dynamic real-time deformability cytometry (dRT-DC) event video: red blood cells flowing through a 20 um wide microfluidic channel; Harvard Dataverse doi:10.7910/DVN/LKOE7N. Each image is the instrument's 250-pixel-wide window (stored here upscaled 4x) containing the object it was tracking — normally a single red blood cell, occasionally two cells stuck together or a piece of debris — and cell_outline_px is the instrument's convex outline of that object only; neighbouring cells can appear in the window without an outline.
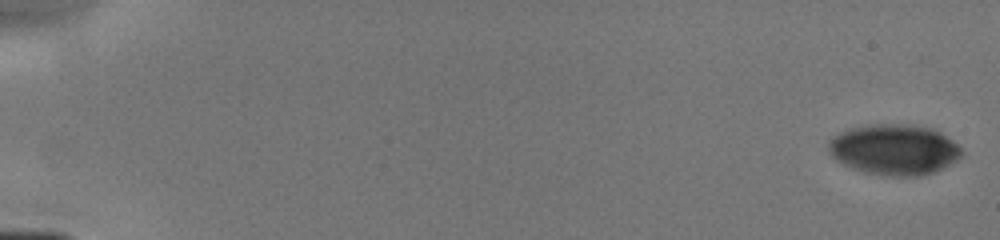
{"species": "human", "species_latin": "Homo sapiens", "temperature_condition": "cold", "stored_images_in_passage": 19, "camera_frame_rate_fps": 3000, "um_per_image_px": 0.085, "donor": {"sex": "male"}, "frame": {"image": 1, "passage_image": 1, "time_ms": 0.0, "image_size_px": [1000, 240], "cell_outline_px": [[960, 156], [956, 160], [932, 172], [920, 176], [884, 176], [864, 172], [852, 168], [836, 160], [828, 152], [828, 140], [832, 136], [848, 128], [868, 124], [908, 124], [932, 128], [940, 132], [952, 140], [960, 148]], "centroid_in_image_um": [75.94, 12.7], "position_along_channel_um": 9.1, "area_um2": 39.3}}
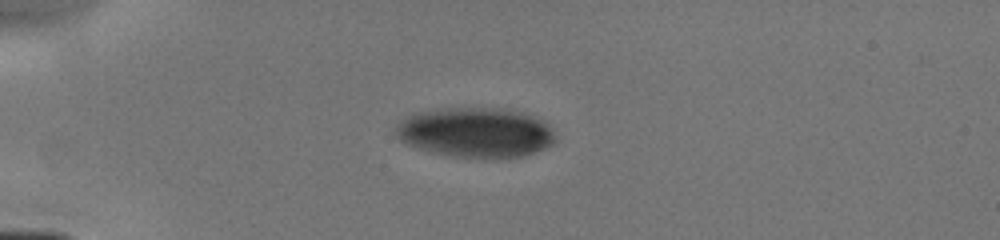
{"frame": {"image": 2, "passage_image": 12, "time_ms": 4.333, "image_size_px": [1000, 240], "cell_outline_px": [[556, 144], [524, 156], [492, 160], [452, 156], [432, 152], [408, 144], [400, 140], [396, 136], [396, 124], [400, 120], [408, 116], [420, 112], [448, 108], [496, 108], [520, 112], [544, 120], [552, 128], [556, 136]], "centroid_in_image_um": [40.49, 11.29], "position_along_channel_um": 44.5, "area_um2": 46.88}}
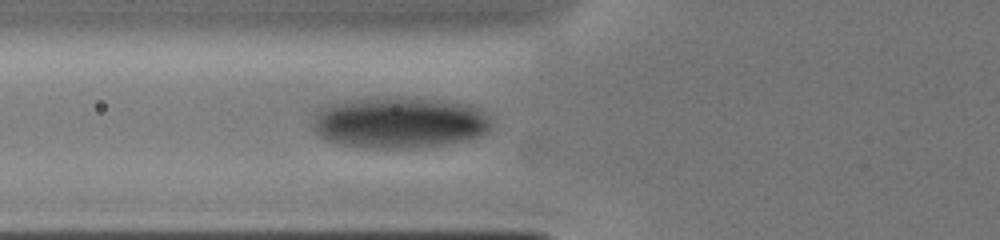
{"frame": {"image": 3, "passage_image": 19, "time_ms": 6.333, "image_size_px": [1000, 240], "cell_outline_px": [[492, 120], [488, 132], [480, 136], [468, 140], [444, 144], [412, 148], [372, 148], [344, 144], [324, 140], [312, 128], [312, 116], [320, 108], [328, 104], [344, 100], [404, 96], [468, 104], [480, 108]], "centroid_in_image_um": [33.94, 10.41], "position_along_channel_um": 91.9, "area_um2": 53.99}}